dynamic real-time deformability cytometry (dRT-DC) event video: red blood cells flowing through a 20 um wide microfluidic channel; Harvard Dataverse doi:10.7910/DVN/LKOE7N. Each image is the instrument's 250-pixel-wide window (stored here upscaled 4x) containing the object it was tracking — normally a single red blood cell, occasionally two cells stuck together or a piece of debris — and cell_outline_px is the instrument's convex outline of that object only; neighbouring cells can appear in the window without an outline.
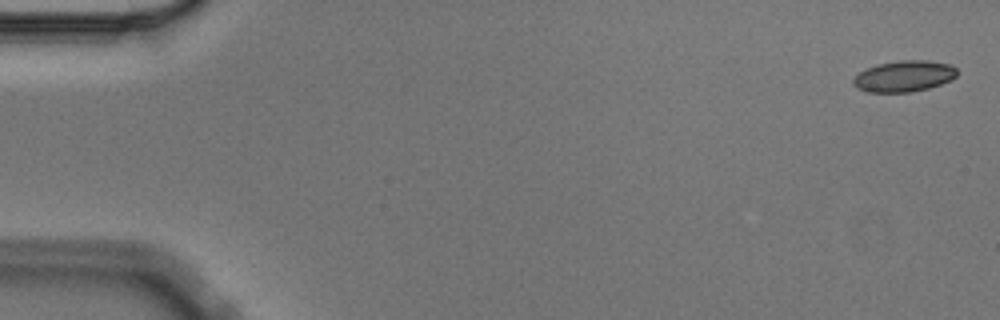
{"species": "Egyptian fruit bat (a non-hibernating species)", "species_latin": "Rousettus aegyptiacus", "temperature_condition": "cold", "stored_images_in_passage": 5, "camera_frame_rate_fps": 3000, "um_per_image_px": 0.085, "animal": {"sex": "male"}, "frame": {"image": 1, "passage_image": 1, "time_ms": 0.0, "image_size_px": [1000, 320], "cell_outline_px": [[956, 76], [952, 80], [928, 88], [912, 92], [868, 92], [856, 88], [852, 84], [852, 80], [860, 72], [868, 68], [880, 64], [900, 60], [928, 60], [952, 64], [956, 68]], "centroid_in_image_um": [76.86, 6.48], "position_along_channel_um": 8.1, "area_um2": 18.84}}
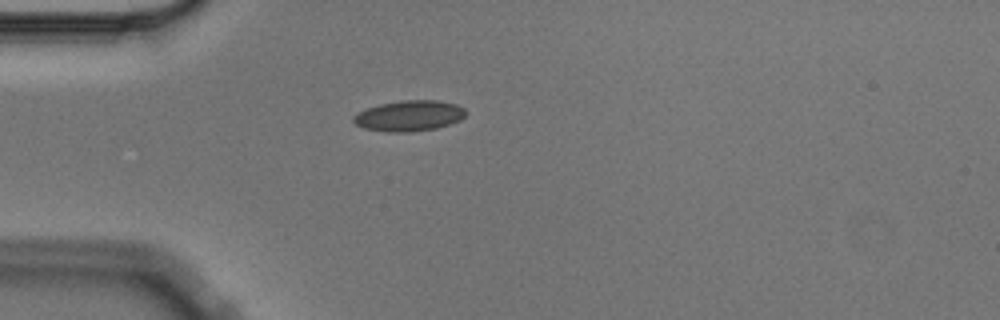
{"frame": {"image": 2, "passage_image": 4, "time_ms": 1.0, "image_size_px": [1000, 320], "cell_outline_px": [[468, 112], [460, 120], [436, 128], [412, 132], [388, 132], [364, 128], [356, 124], [352, 120], [352, 116], [368, 108], [380, 104], [404, 100], [436, 100], [456, 104], [464, 108]], "centroid_in_image_um": [34.8, 9.84], "position_along_channel_um": 50.2, "area_um2": 20.0}}